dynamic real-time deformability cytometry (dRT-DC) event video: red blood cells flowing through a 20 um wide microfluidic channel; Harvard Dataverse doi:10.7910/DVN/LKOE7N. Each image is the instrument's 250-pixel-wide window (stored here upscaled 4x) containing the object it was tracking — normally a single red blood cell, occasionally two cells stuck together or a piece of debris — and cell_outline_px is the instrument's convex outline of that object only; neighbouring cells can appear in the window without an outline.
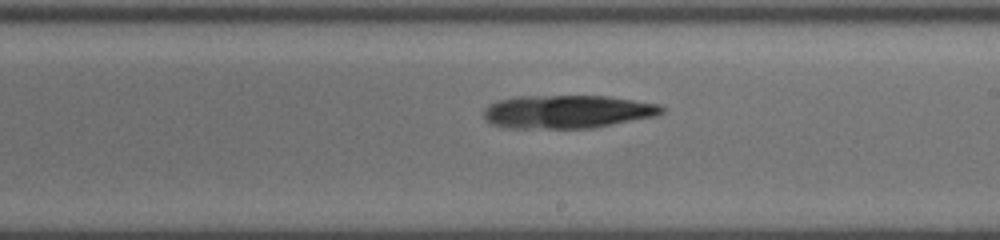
{"species": "common noctule bat (a hibernating species)", "species_latin": "Nyctalus noctula", "temperature_condition": "cold", "stored_images_in_passage": 28, "camera_frame_rate_fps": 3000, "um_per_image_px": 0.085, "animal": {"sex": "female", "body_mass_g": 19.5, "forearm_length_mm": 54.1}, "frame": {"image": 1, "passage_image": 17, "time_ms": 5.667, "image_size_px": [1000, 240], "cell_outline_px": [[664, 112], [656, 116], [592, 128], [504, 128], [492, 124], [484, 120], [484, 108], [488, 104], [500, 100], [516, 96], [608, 96], [660, 104], [664, 108]], "centroid_in_image_um": [48.2, 9.49], "position_along_channel_um": 240.8, "area_um2": 34.68}}
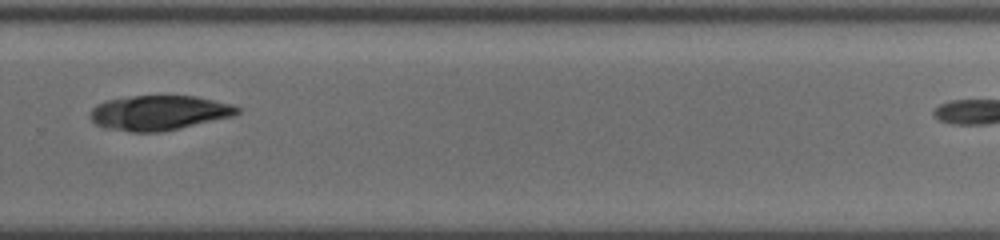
{"frame": {"image": 2, "passage_image": 23, "time_ms": 7.667, "image_size_px": [1000, 240], "cell_outline_px": [[240, 112], [232, 116], [160, 132], [132, 132], [104, 128], [96, 124], [88, 116], [92, 108], [96, 104], [104, 100], [132, 96], [192, 96], [232, 104], [240, 108]], "centroid_in_image_um": [13.45, 9.58], "position_along_channel_um": 316.4, "area_um2": 29.65}}
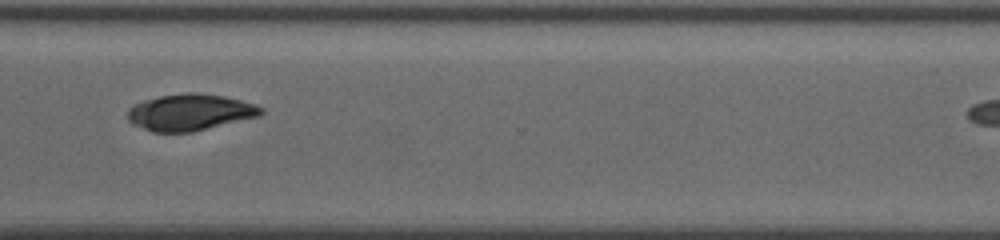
{"frame": {"image": 3, "passage_image": 27, "time_ms": 8.667, "image_size_px": [1000, 240], "cell_outline_px": [[264, 112], [256, 116], [192, 132], [152, 132], [132, 124], [128, 120], [128, 108], [144, 100], [160, 96], [188, 92], [224, 96], [240, 100], [264, 108]], "centroid_in_image_um": [16.1, 9.55], "position_along_channel_um": 354.5, "area_um2": 27.92}}